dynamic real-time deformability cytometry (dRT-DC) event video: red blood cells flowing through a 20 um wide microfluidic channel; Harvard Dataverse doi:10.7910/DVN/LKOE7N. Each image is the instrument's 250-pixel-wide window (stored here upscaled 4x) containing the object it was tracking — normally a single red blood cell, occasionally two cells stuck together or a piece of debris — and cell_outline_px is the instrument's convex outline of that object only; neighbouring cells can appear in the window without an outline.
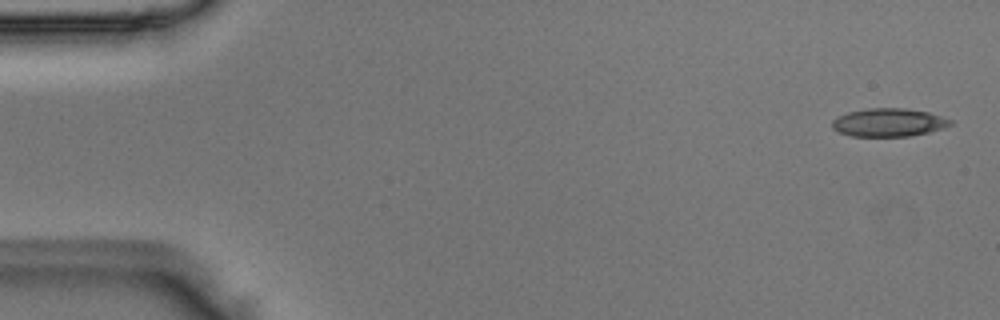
{"species": "Egyptian fruit bat (a non-hibernating species)", "species_latin": "Rousettus aegyptiacus", "temperature_condition": "room temperature", "stored_images_in_passage": 51, "camera_frame_rate_fps": 3000, "um_per_image_px": 0.085, "animal": {"sex": "male"}, "frame": {"image": 1, "passage_image": 2, "time_ms": 0.333, "image_size_px": [1000, 320], "cell_outline_px": [[952, 124], [944, 128], [912, 136], [852, 136], [836, 132], [832, 128], [832, 120], [848, 112], [868, 108], [904, 108], [928, 112], [952, 120]], "centroid_in_image_um": [75.52, 10.41], "position_along_channel_um": 9.5, "area_um2": 19.42}}
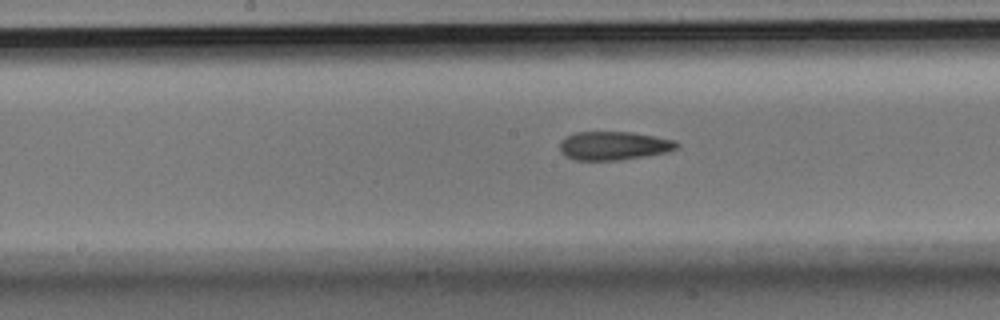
{"frame": {"image": 2, "passage_image": 26, "time_ms": 8.333, "image_size_px": [1000, 320], "cell_outline_px": [[680, 148], [664, 152], [644, 156], [620, 160], [576, 160], [560, 152], [560, 140], [576, 132], [632, 132], [676, 140], [680, 144]], "centroid_in_image_um": [52.19, 12.38], "position_along_channel_um": 196.0, "area_um2": 19.42}}
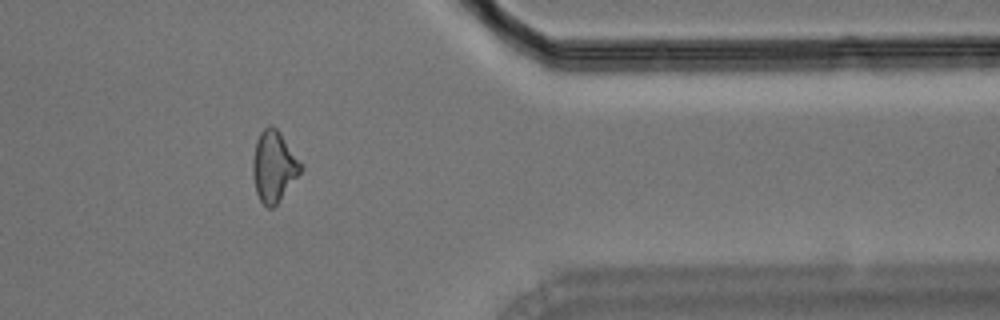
{"frame": {"image": 3, "passage_image": 42, "time_ms": 13.667, "image_size_px": [1000, 320], "cell_outline_px": [[304, 168], [276, 204], [272, 208], [268, 208], [260, 200], [256, 192], [252, 176], [252, 160], [256, 140], [260, 132], [268, 124], [276, 128], [280, 132], [304, 164]], "centroid_in_image_um": [23.28, 14.11], "position_along_channel_um": 388.1, "area_um2": 20.0}}